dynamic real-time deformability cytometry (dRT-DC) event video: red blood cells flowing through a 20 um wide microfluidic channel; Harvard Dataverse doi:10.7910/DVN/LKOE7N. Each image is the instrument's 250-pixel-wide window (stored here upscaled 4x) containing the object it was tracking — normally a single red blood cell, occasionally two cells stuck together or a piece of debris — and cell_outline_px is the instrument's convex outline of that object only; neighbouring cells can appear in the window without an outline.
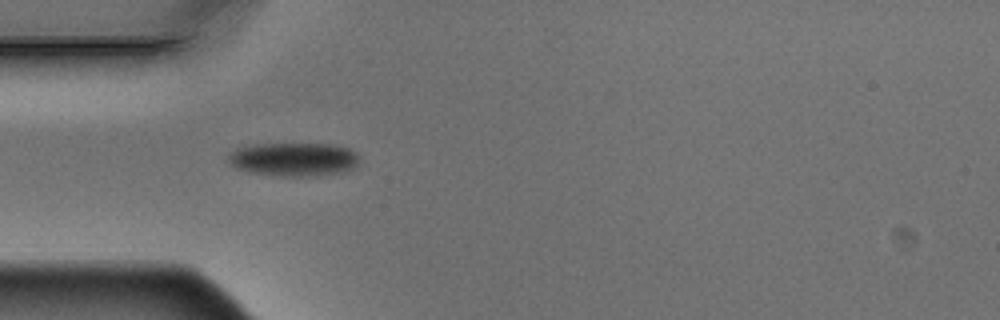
{"species": "Egyptian fruit bat (a non-hibernating species)", "species_latin": "Rousettus aegyptiacus", "temperature_condition": "warm", "stored_images_in_passage": 2, "camera_frame_rate_fps": 3000, "um_per_image_px": 0.085, "animal": {"sex": "male"}, "frame": {"image": 1, "passage_image": 1, "time_ms": 0.0, "image_size_px": [1000, 320], "cell_outline_px": [[356, 164], [352, 168], [344, 172], [320, 176], [280, 176], [248, 172], [236, 168], [228, 160], [228, 156], [236, 148], [256, 144], [332, 144], [348, 148], [356, 152]], "centroid_in_image_um": [24.95, 13.55], "position_along_channel_um": 60.0, "area_um2": 25.61}}
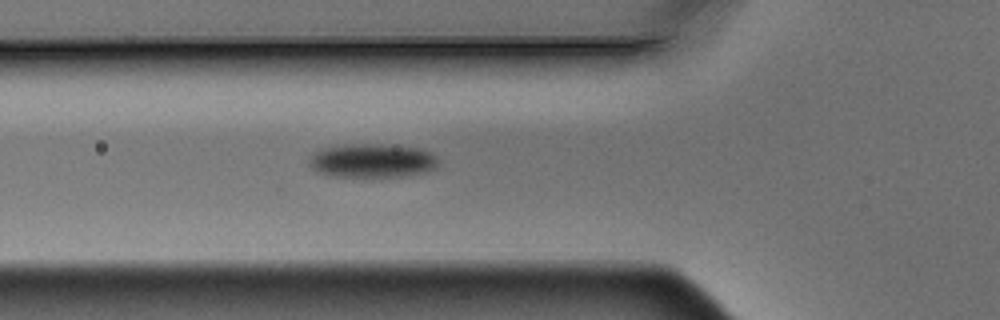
{"frame": {"image": 2, "passage_image": 2, "time_ms": 0.333, "image_size_px": [1000, 320], "cell_outline_px": [[436, 168], [412, 176], [328, 176], [316, 172], [308, 164], [308, 160], [316, 152], [324, 148], [344, 144], [380, 144], [420, 148], [432, 152], [436, 156]], "centroid_in_image_um": [31.63, 13.66], "position_along_channel_um": 94.2, "area_um2": 25.55}}